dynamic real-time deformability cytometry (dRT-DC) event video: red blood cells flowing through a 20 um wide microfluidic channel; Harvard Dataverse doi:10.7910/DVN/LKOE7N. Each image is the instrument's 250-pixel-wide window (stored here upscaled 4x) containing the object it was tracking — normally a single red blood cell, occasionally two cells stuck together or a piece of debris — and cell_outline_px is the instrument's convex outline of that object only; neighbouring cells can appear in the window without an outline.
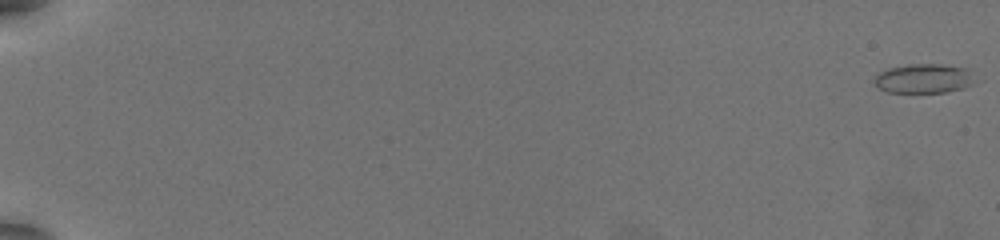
{"species": "common noctule bat (a hibernating species)", "species_latin": "Nyctalus noctula", "temperature_condition": "warm", "stored_images_in_passage": 30, "camera_frame_rate_fps": 3000, "um_per_image_px": 0.085, "animal": {"sex": "female", "body_mass_g": 19.5, "forearm_length_mm": 54.1}, "frame": {"image": 1, "passage_image": 1, "time_ms": 0.0, "image_size_px": [1000, 240], "cell_outline_px": [[976, 80], [972, 84], [964, 88], [948, 92], [888, 92], [880, 88], [872, 80], [880, 72], [888, 68], [908, 64], [940, 64], [968, 68]], "centroid_in_image_um": [78.56, 6.67], "position_along_channel_um": 6.4, "area_um2": 17.28}}
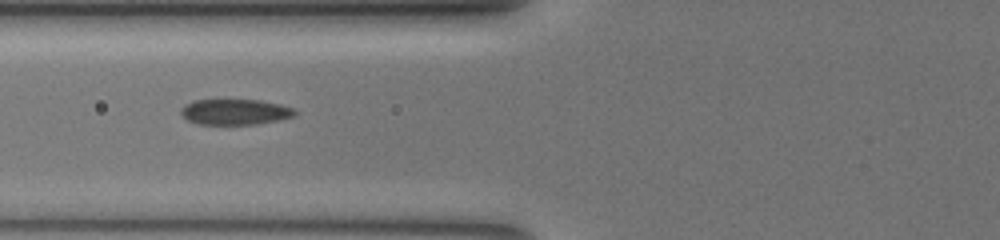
{"frame": {"image": 2, "passage_image": 27, "time_ms": 8.667, "image_size_px": [1000, 240], "cell_outline_px": [[296, 116], [280, 120], [256, 124], [196, 124], [188, 120], [180, 112], [180, 108], [184, 104], [192, 100], [260, 100], [280, 104], [292, 108], [296, 112]], "centroid_in_image_um": [19.97, 9.51], "position_along_channel_um": 105.8, "area_um2": 17.11}}
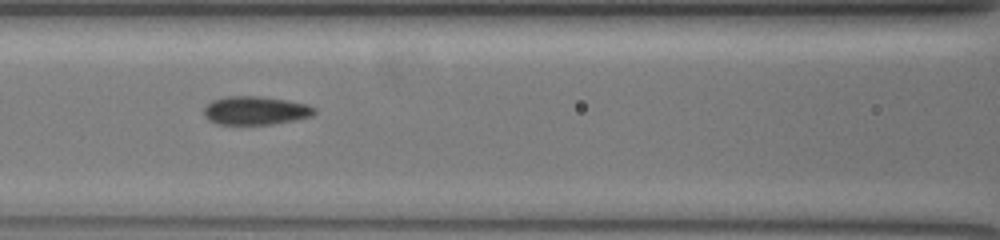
{"frame": {"image": 3, "passage_image": 30, "time_ms": 9.667, "image_size_px": [1000, 240], "cell_outline_px": [[316, 112], [312, 116], [296, 120], [272, 124], [216, 124], [208, 120], [204, 116], [204, 108], [212, 100], [228, 96], [260, 96], [288, 100], [308, 104], [316, 108]], "centroid_in_image_um": [21.74, 9.39], "position_along_channel_um": 144.9, "area_um2": 18.5}}